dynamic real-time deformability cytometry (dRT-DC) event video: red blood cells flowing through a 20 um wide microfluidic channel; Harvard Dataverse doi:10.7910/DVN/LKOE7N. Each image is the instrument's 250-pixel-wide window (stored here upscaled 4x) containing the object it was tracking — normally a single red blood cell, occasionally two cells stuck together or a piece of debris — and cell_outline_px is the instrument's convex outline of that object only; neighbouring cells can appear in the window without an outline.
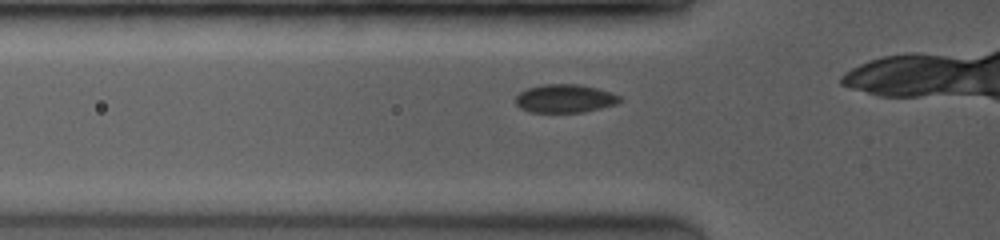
{"species": "common noctule bat (a hibernating species)", "species_latin": "Nyctalus noctula", "temperature_condition": "room temperature", "stored_images_in_passage": 28, "camera_frame_rate_fps": 3500, "um_per_image_px": 0.085, "animal": {"sex": "female", "body_mass_g": 19.0, "forearm_length_mm": 53.3}, "frame": {"image": 1, "passage_image": 4, "time_ms": 1.143, "image_size_px": [1000, 240], "cell_outline_px": [[620, 100], [616, 104], [584, 112], [528, 112], [520, 108], [516, 104], [516, 96], [520, 92], [528, 88], [544, 84], [580, 84], [596, 88], [620, 96]], "centroid_in_image_um": [47.98, 8.38], "position_along_channel_um": 77.8, "area_um2": 17.05}}
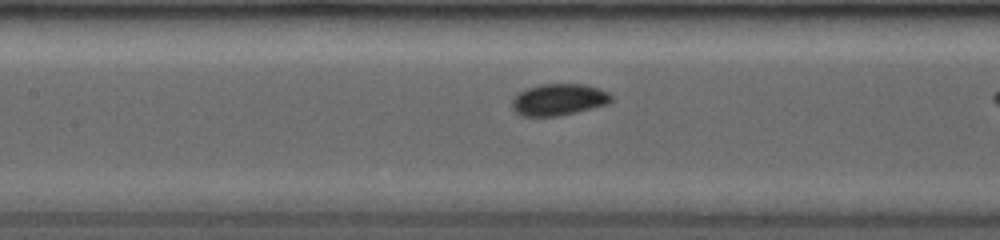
{"frame": {"image": 2, "passage_image": 11, "time_ms": 3.143, "image_size_px": [1000, 240], "cell_outline_px": [[612, 100], [608, 104], [560, 116], [520, 116], [512, 108], [512, 100], [520, 92], [528, 88], [540, 84], [584, 84], [600, 88], [608, 92], [612, 96]], "centroid_in_image_um": [47.51, 8.47], "position_along_channel_um": 159.9, "area_um2": 18.32}}
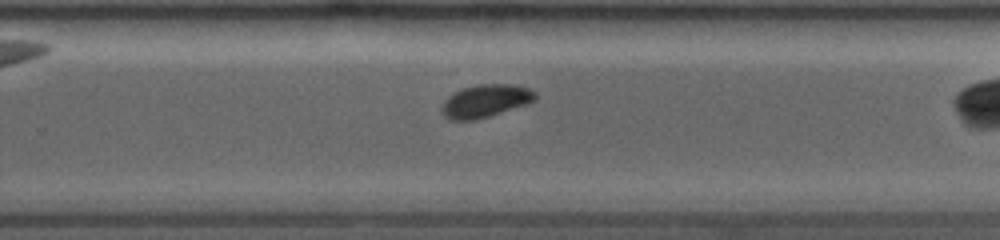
{"frame": {"image": 3, "passage_image": 20, "time_ms": 6.286, "image_size_px": [1000, 240], "cell_outline_px": [[536, 100], [528, 104], [476, 120], [448, 120], [444, 116], [440, 108], [448, 96], [464, 88], [480, 84], [516, 84], [532, 88], [536, 92]], "centroid_in_image_um": [41.31, 8.58], "position_along_channel_um": 288.5, "area_um2": 18.03}}